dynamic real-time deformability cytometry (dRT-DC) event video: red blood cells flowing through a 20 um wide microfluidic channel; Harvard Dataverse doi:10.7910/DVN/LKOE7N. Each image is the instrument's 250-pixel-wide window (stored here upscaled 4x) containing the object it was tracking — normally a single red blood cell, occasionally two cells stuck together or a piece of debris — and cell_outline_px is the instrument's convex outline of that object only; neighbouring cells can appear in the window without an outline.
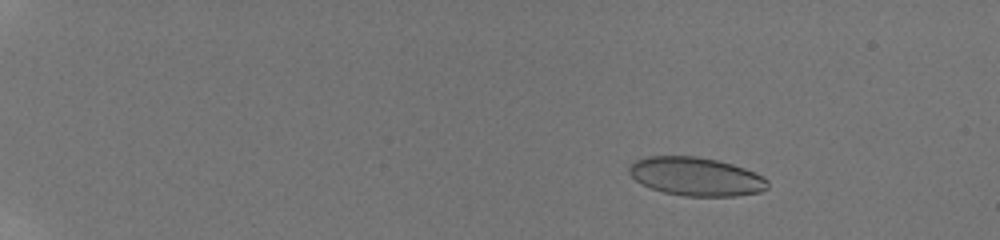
{"species": "human", "species_latin": "Homo sapiens", "temperature_condition": "room temperature", "stored_images_in_passage": 54, "camera_frame_rate_fps": 3000, "um_per_image_px": 0.085, "donor": {"sex": "male"}, "frame": {"image": 1, "passage_image": 13, "time_ms": 3.333, "image_size_px": [1000, 240], "cell_outline_px": [[768, 188], [760, 192], [736, 196], [684, 196], [664, 192], [640, 184], [628, 172], [628, 168], [636, 160], [644, 156], [696, 156], [716, 160], [732, 164], [744, 168], [764, 176], [768, 180]], "centroid_in_image_um": [59.17, 15.0], "position_along_channel_um": 25.8, "area_um2": 31.15}}
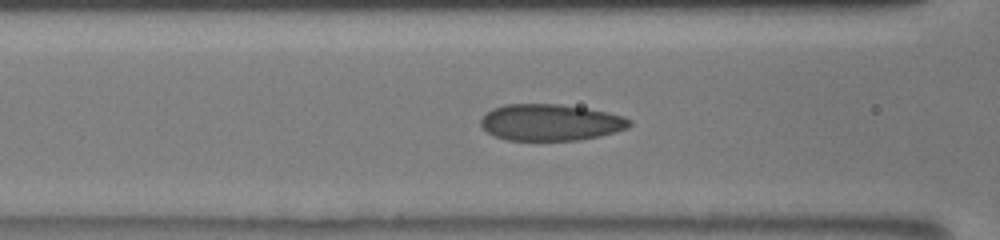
{"frame": {"image": 2, "passage_image": 34, "time_ms": 9.333, "image_size_px": [1000, 240], "cell_outline_px": [[632, 124], [628, 128], [616, 132], [600, 136], [576, 140], [508, 140], [496, 136], [488, 132], [480, 124], [480, 120], [492, 108], [504, 104], [560, 104], [608, 112], [624, 116], [632, 120]], "centroid_in_image_um": [46.83, 10.4], "position_along_channel_um": 119.8, "area_um2": 31.62}}
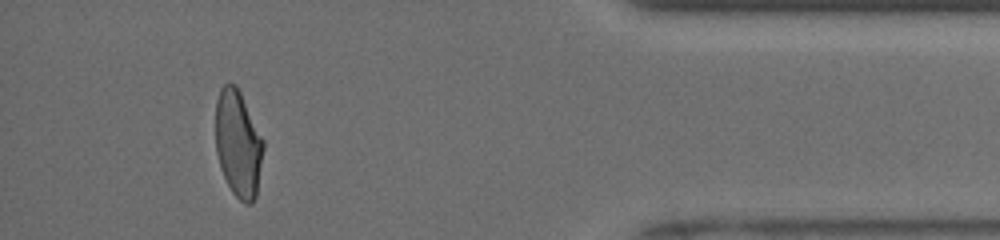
{"frame": {"image": 3, "passage_image": 52, "time_ms": 17.667, "image_size_px": [1000, 240], "cell_outline_px": [[264, 148], [256, 196], [252, 204], [244, 204], [232, 192], [220, 168], [216, 152], [216, 100], [220, 88], [224, 84], [236, 84], [264, 140]], "centroid_in_image_um": [20.24, 12.23], "position_along_channel_um": 415.0, "area_um2": 29.77}, "authors_computed_cell_mechanics": {"area_um2": 31.2409, "velocity_mm_per_s": 3.9674, "shape_relaxation_time_tau1_ms": null, "shape_relaxation_time_tau2_ms": 0.7192, "deformation_change_tau1": null, "deformation_change_tau2": 0.0661}}